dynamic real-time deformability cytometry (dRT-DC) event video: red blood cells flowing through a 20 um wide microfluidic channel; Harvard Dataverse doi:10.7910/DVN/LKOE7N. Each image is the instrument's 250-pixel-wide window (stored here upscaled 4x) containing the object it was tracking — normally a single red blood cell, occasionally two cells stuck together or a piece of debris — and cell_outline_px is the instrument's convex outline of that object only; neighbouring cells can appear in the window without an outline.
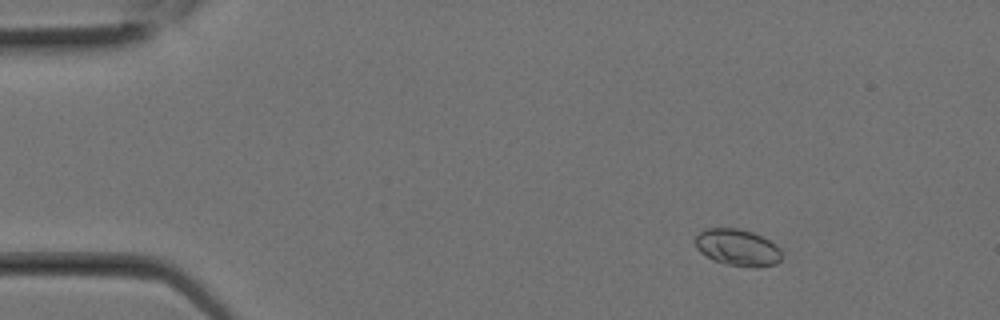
{"species": "Egyptian fruit bat (a non-hibernating species)", "species_latin": "Rousettus aegyptiacus", "temperature_condition": "room temperature", "stored_images_in_passage": 3, "camera_frame_rate_fps": 3000, "um_per_image_px": 0.085, "animal": {"sex": "female"}, "frame": {"image": 1, "passage_image": 2, "time_ms": 0.333, "image_size_px": [1000, 320], "cell_outline_px": [[780, 260], [776, 264], [756, 268], [724, 264], [700, 252], [696, 248], [696, 236], [704, 228], [736, 228], [752, 232], [776, 244], [780, 248]], "centroid_in_image_um": [62.7, 21.04], "position_along_channel_um": 22.3, "area_um2": 18.38}}
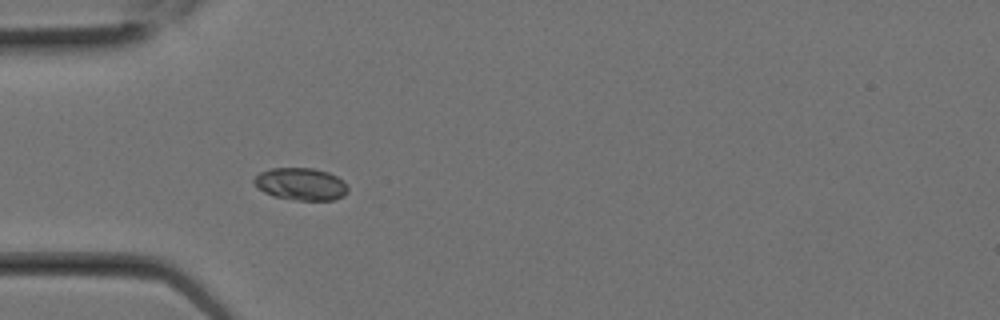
{"frame": {"image": 2, "passage_image": 3, "time_ms": 0.667, "image_size_px": [1000, 320], "cell_outline_px": [[348, 192], [344, 196], [332, 200], [296, 200], [272, 196], [264, 192], [252, 180], [260, 172], [272, 168], [312, 168], [328, 172], [336, 176], [348, 188]], "centroid_in_image_um": [25.57, 15.65], "position_along_channel_um": 59.4, "area_um2": 17.51}}